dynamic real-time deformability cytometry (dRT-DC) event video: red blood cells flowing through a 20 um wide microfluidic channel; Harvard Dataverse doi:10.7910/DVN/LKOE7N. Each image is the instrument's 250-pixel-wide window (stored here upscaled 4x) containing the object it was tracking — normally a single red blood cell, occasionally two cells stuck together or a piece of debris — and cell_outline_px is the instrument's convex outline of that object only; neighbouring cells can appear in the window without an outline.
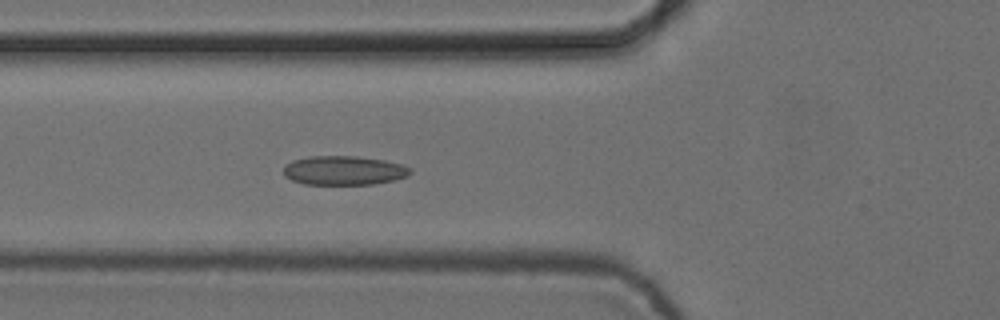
{"species": "common noctule bat (a hibernating species)", "species_latin": "Nyctalus noctula", "temperature_condition": "cold", "stored_images_in_passage": 6, "camera_frame_rate_fps": 3000, "um_per_image_px": 0.085, "animal": {"sex": "female", "body_mass_g": 24.6, "forearm_length_mm": 56.2}, "frame": {"image": 1, "passage_image": 6, "time_ms": 1.667, "image_size_px": [1000, 320], "cell_outline_px": [[412, 172], [408, 176], [392, 180], [372, 184], [304, 184], [292, 180], [284, 176], [284, 164], [292, 160], [308, 156], [356, 156], [384, 160], [400, 164], [412, 168]], "centroid_in_image_um": [29.2, 14.48], "position_along_channel_um": 96.6, "area_um2": 21.56}}